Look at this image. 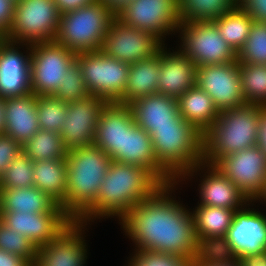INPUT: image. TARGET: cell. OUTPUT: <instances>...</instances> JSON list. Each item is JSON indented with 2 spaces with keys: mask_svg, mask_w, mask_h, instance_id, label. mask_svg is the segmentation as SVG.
Masks as SVG:
<instances>
[{
  "mask_svg": "<svg viewBox=\"0 0 266 266\" xmlns=\"http://www.w3.org/2000/svg\"><path fill=\"white\" fill-rule=\"evenodd\" d=\"M176 184L178 181L162 184L130 209L119 223L134 241L136 250L195 260L205 250L197 240L193 214L169 197Z\"/></svg>",
  "mask_w": 266,
  "mask_h": 266,
  "instance_id": "obj_1",
  "label": "cell"
},
{
  "mask_svg": "<svg viewBox=\"0 0 266 266\" xmlns=\"http://www.w3.org/2000/svg\"><path fill=\"white\" fill-rule=\"evenodd\" d=\"M162 184L145 167L112 161L96 201L76 221L87 225L91 218L104 216H117L120 221L130 209L152 195Z\"/></svg>",
  "mask_w": 266,
  "mask_h": 266,
  "instance_id": "obj_2",
  "label": "cell"
},
{
  "mask_svg": "<svg viewBox=\"0 0 266 266\" xmlns=\"http://www.w3.org/2000/svg\"><path fill=\"white\" fill-rule=\"evenodd\" d=\"M112 161L94 144L67 151V190L61 207L72 220L76 221L96 201Z\"/></svg>",
  "mask_w": 266,
  "mask_h": 266,
  "instance_id": "obj_3",
  "label": "cell"
},
{
  "mask_svg": "<svg viewBox=\"0 0 266 266\" xmlns=\"http://www.w3.org/2000/svg\"><path fill=\"white\" fill-rule=\"evenodd\" d=\"M150 136L158 166L173 181L205 168L203 133L183 117L174 127L155 128Z\"/></svg>",
  "mask_w": 266,
  "mask_h": 266,
  "instance_id": "obj_4",
  "label": "cell"
},
{
  "mask_svg": "<svg viewBox=\"0 0 266 266\" xmlns=\"http://www.w3.org/2000/svg\"><path fill=\"white\" fill-rule=\"evenodd\" d=\"M260 106L246 103L223 110L203 134V163L214 166L221 158L257 145Z\"/></svg>",
  "mask_w": 266,
  "mask_h": 266,
  "instance_id": "obj_5",
  "label": "cell"
},
{
  "mask_svg": "<svg viewBox=\"0 0 266 266\" xmlns=\"http://www.w3.org/2000/svg\"><path fill=\"white\" fill-rule=\"evenodd\" d=\"M116 16L100 1L60 15L55 42L79 53L101 50L104 37Z\"/></svg>",
  "mask_w": 266,
  "mask_h": 266,
  "instance_id": "obj_6",
  "label": "cell"
},
{
  "mask_svg": "<svg viewBox=\"0 0 266 266\" xmlns=\"http://www.w3.org/2000/svg\"><path fill=\"white\" fill-rule=\"evenodd\" d=\"M60 13L54 0H20L15 3L10 29L3 37L16 44L53 42Z\"/></svg>",
  "mask_w": 266,
  "mask_h": 266,
  "instance_id": "obj_7",
  "label": "cell"
},
{
  "mask_svg": "<svg viewBox=\"0 0 266 266\" xmlns=\"http://www.w3.org/2000/svg\"><path fill=\"white\" fill-rule=\"evenodd\" d=\"M90 95L117 102L124 94L130 64L106 56L101 50L76 53Z\"/></svg>",
  "mask_w": 266,
  "mask_h": 266,
  "instance_id": "obj_8",
  "label": "cell"
},
{
  "mask_svg": "<svg viewBox=\"0 0 266 266\" xmlns=\"http://www.w3.org/2000/svg\"><path fill=\"white\" fill-rule=\"evenodd\" d=\"M212 251L238 262L247 255L265 252L266 216L254 208L236 210L225 237Z\"/></svg>",
  "mask_w": 266,
  "mask_h": 266,
  "instance_id": "obj_9",
  "label": "cell"
},
{
  "mask_svg": "<svg viewBox=\"0 0 266 266\" xmlns=\"http://www.w3.org/2000/svg\"><path fill=\"white\" fill-rule=\"evenodd\" d=\"M178 30L183 35L180 51L197 67L237 60L236 51L221 37L213 21L180 23Z\"/></svg>",
  "mask_w": 266,
  "mask_h": 266,
  "instance_id": "obj_10",
  "label": "cell"
},
{
  "mask_svg": "<svg viewBox=\"0 0 266 266\" xmlns=\"http://www.w3.org/2000/svg\"><path fill=\"white\" fill-rule=\"evenodd\" d=\"M76 61V53L53 42L31 44L30 83L36 96L54 95L64 73Z\"/></svg>",
  "mask_w": 266,
  "mask_h": 266,
  "instance_id": "obj_11",
  "label": "cell"
},
{
  "mask_svg": "<svg viewBox=\"0 0 266 266\" xmlns=\"http://www.w3.org/2000/svg\"><path fill=\"white\" fill-rule=\"evenodd\" d=\"M163 46L153 33L132 28L115 17L104 37L101 51L106 56L132 64L153 57Z\"/></svg>",
  "mask_w": 266,
  "mask_h": 266,
  "instance_id": "obj_12",
  "label": "cell"
},
{
  "mask_svg": "<svg viewBox=\"0 0 266 266\" xmlns=\"http://www.w3.org/2000/svg\"><path fill=\"white\" fill-rule=\"evenodd\" d=\"M231 180L252 203L263 191L266 180V155L258 145L221 158L214 165Z\"/></svg>",
  "mask_w": 266,
  "mask_h": 266,
  "instance_id": "obj_13",
  "label": "cell"
},
{
  "mask_svg": "<svg viewBox=\"0 0 266 266\" xmlns=\"http://www.w3.org/2000/svg\"><path fill=\"white\" fill-rule=\"evenodd\" d=\"M116 18L132 28L153 33L164 43V35L177 31L180 25L178 0H132Z\"/></svg>",
  "mask_w": 266,
  "mask_h": 266,
  "instance_id": "obj_14",
  "label": "cell"
},
{
  "mask_svg": "<svg viewBox=\"0 0 266 266\" xmlns=\"http://www.w3.org/2000/svg\"><path fill=\"white\" fill-rule=\"evenodd\" d=\"M195 84L207 92L220 112L246 104L237 60L197 67Z\"/></svg>",
  "mask_w": 266,
  "mask_h": 266,
  "instance_id": "obj_15",
  "label": "cell"
},
{
  "mask_svg": "<svg viewBox=\"0 0 266 266\" xmlns=\"http://www.w3.org/2000/svg\"><path fill=\"white\" fill-rule=\"evenodd\" d=\"M106 103L94 95L67 103L68 113L59 132L67 150L93 145L99 115Z\"/></svg>",
  "mask_w": 266,
  "mask_h": 266,
  "instance_id": "obj_16",
  "label": "cell"
},
{
  "mask_svg": "<svg viewBox=\"0 0 266 266\" xmlns=\"http://www.w3.org/2000/svg\"><path fill=\"white\" fill-rule=\"evenodd\" d=\"M83 226L86 224L73 220L48 244L37 248L33 266H84L87 249Z\"/></svg>",
  "mask_w": 266,
  "mask_h": 266,
  "instance_id": "obj_17",
  "label": "cell"
},
{
  "mask_svg": "<svg viewBox=\"0 0 266 266\" xmlns=\"http://www.w3.org/2000/svg\"><path fill=\"white\" fill-rule=\"evenodd\" d=\"M0 221L39 248L53 240L73 220L66 213L0 212Z\"/></svg>",
  "mask_w": 266,
  "mask_h": 266,
  "instance_id": "obj_18",
  "label": "cell"
},
{
  "mask_svg": "<svg viewBox=\"0 0 266 266\" xmlns=\"http://www.w3.org/2000/svg\"><path fill=\"white\" fill-rule=\"evenodd\" d=\"M16 43L0 40V98L23 97L32 93L30 83L31 45L23 44L30 52L23 55Z\"/></svg>",
  "mask_w": 266,
  "mask_h": 266,
  "instance_id": "obj_19",
  "label": "cell"
},
{
  "mask_svg": "<svg viewBox=\"0 0 266 266\" xmlns=\"http://www.w3.org/2000/svg\"><path fill=\"white\" fill-rule=\"evenodd\" d=\"M135 124L130 106L107 102L102 108L93 144L113 159L123 151L124 133Z\"/></svg>",
  "mask_w": 266,
  "mask_h": 266,
  "instance_id": "obj_20",
  "label": "cell"
},
{
  "mask_svg": "<svg viewBox=\"0 0 266 266\" xmlns=\"http://www.w3.org/2000/svg\"><path fill=\"white\" fill-rule=\"evenodd\" d=\"M160 49L161 76L158 93L178 99L196 83L197 65L180 50L175 52Z\"/></svg>",
  "mask_w": 266,
  "mask_h": 266,
  "instance_id": "obj_21",
  "label": "cell"
},
{
  "mask_svg": "<svg viewBox=\"0 0 266 266\" xmlns=\"http://www.w3.org/2000/svg\"><path fill=\"white\" fill-rule=\"evenodd\" d=\"M136 125L151 135L155 128L174 127L182 116L177 99L163 94H151L131 103Z\"/></svg>",
  "mask_w": 266,
  "mask_h": 266,
  "instance_id": "obj_22",
  "label": "cell"
},
{
  "mask_svg": "<svg viewBox=\"0 0 266 266\" xmlns=\"http://www.w3.org/2000/svg\"><path fill=\"white\" fill-rule=\"evenodd\" d=\"M3 133L23 145L39 130L36 95L4 99Z\"/></svg>",
  "mask_w": 266,
  "mask_h": 266,
  "instance_id": "obj_23",
  "label": "cell"
},
{
  "mask_svg": "<svg viewBox=\"0 0 266 266\" xmlns=\"http://www.w3.org/2000/svg\"><path fill=\"white\" fill-rule=\"evenodd\" d=\"M112 160L122 164L145 167L163 184L173 182L157 164L151 136L136 123L125 131L123 151H120Z\"/></svg>",
  "mask_w": 266,
  "mask_h": 266,
  "instance_id": "obj_24",
  "label": "cell"
},
{
  "mask_svg": "<svg viewBox=\"0 0 266 266\" xmlns=\"http://www.w3.org/2000/svg\"><path fill=\"white\" fill-rule=\"evenodd\" d=\"M208 175L200 184L199 205L239 210L250 201L237 186L224 176L215 166L205 164ZM245 204V205H244ZM244 205V206H243ZM241 206V207H240Z\"/></svg>",
  "mask_w": 266,
  "mask_h": 266,
  "instance_id": "obj_25",
  "label": "cell"
},
{
  "mask_svg": "<svg viewBox=\"0 0 266 266\" xmlns=\"http://www.w3.org/2000/svg\"><path fill=\"white\" fill-rule=\"evenodd\" d=\"M234 209L198 205L193 214L195 233L205 251H212L231 226Z\"/></svg>",
  "mask_w": 266,
  "mask_h": 266,
  "instance_id": "obj_26",
  "label": "cell"
},
{
  "mask_svg": "<svg viewBox=\"0 0 266 266\" xmlns=\"http://www.w3.org/2000/svg\"><path fill=\"white\" fill-rule=\"evenodd\" d=\"M161 76L160 50L153 57L130 64L127 84L118 103L130 105L139 98L158 93Z\"/></svg>",
  "mask_w": 266,
  "mask_h": 266,
  "instance_id": "obj_27",
  "label": "cell"
},
{
  "mask_svg": "<svg viewBox=\"0 0 266 266\" xmlns=\"http://www.w3.org/2000/svg\"><path fill=\"white\" fill-rule=\"evenodd\" d=\"M0 212L65 213L61 205L36 187L0 189Z\"/></svg>",
  "mask_w": 266,
  "mask_h": 266,
  "instance_id": "obj_28",
  "label": "cell"
},
{
  "mask_svg": "<svg viewBox=\"0 0 266 266\" xmlns=\"http://www.w3.org/2000/svg\"><path fill=\"white\" fill-rule=\"evenodd\" d=\"M177 105L180 115L203 134L220 114L213 99L196 84L177 99Z\"/></svg>",
  "mask_w": 266,
  "mask_h": 266,
  "instance_id": "obj_29",
  "label": "cell"
},
{
  "mask_svg": "<svg viewBox=\"0 0 266 266\" xmlns=\"http://www.w3.org/2000/svg\"><path fill=\"white\" fill-rule=\"evenodd\" d=\"M33 172L35 187L61 205L65 201L67 190L66 158L35 161Z\"/></svg>",
  "mask_w": 266,
  "mask_h": 266,
  "instance_id": "obj_30",
  "label": "cell"
},
{
  "mask_svg": "<svg viewBox=\"0 0 266 266\" xmlns=\"http://www.w3.org/2000/svg\"><path fill=\"white\" fill-rule=\"evenodd\" d=\"M238 0H178L180 23L213 21L233 11Z\"/></svg>",
  "mask_w": 266,
  "mask_h": 266,
  "instance_id": "obj_31",
  "label": "cell"
},
{
  "mask_svg": "<svg viewBox=\"0 0 266 266\" xmlns=\"http://www.w3.org/2000/svg\"><path fill=\"white\" fill-rule=\"evenodd\" d=\"M213 22L221 37L238 53L249 36L254 20L238 5Z\"/></svg>",
  "mask_w": 266,
  "mask_h": 266,
  "instance_id": "obj_32",
  "label": "cell"
},
{
  "mask_svg": "<svg viewBox=\"0 0 266 266\" xmlns=\"http://www.w3.org/2000/svg\"><path fill=\"white\" fill-rule=\"evenodd\" d=\"M67 151L59 133L43 129H39L31 139L22 145V152L33 162L64 159Z\"/></svg>",
  "mask_w": 266,
  "mask_h": 266,
  "instance_id": "obj_33",
  "label": "cell"
},
{
  "mask_svg": "<svg viewBox=\"0 0 266 266\" xmlns=\"http://www.w3.org/2000/svg\"><path fill=\"white\" fill-rule=\"evenodd\" d=\"M238 66L246 103L266 106V65L238 63Z\"/></svg>",
  "mask_w": 266,
  "mask_h": 266,
  "instance_id": "obj_34",
  "label": "cell"
},
{
  "mask_svg": "<svg viewBox=\"0 0 266 266\" xmlns=\"http://www.w3.org/2000/svg\"><path fill=\"white\" fill-rule=\"evenodd\" d=\"M39 129L59 133L68 113V104L52 95L36 96Z\"/></svg>",
  "mask_w": 266,
  "mask_h": 266,
  "instance_id": "obj_35",
  "label": "cell"
},
{
  "mask_svg": "<svg viewBox=\"0 0 266 266\" xmlns=\"http://www.w3.org/2000/svg\"><path fill=\"white\" fill-rule=\"evenodd\" d=\"M237 61L266 65V23L253 22L244 46L237 53Z\"/></svg>",
  "mask_w": 266,
  "mask_h": 266,
  "instance_id": "obj_36",
  "label": "cell"
},
{
  "mask_svg": "<svg viewBox=\"0 0 266 266\" xmlns=\"http://www.w3.org/2000/svg\"><path fill=\"white\" fill-rule=\"evenodd\" d=\"M33 161L20 153L0 177V189L35 187Z\"/></svg>",
  "mask_w": 266,
  "mask_h": 266,
  "instance_id": "obj_37",
  "label": "cell"
},
{
  "mask_svg": "<svg viewBox=\"0 0 266 266\" xmlns=\"http://www.w3.org/2000/svg\"><path fill=\"white\" fill-rule=\"evenodd\" d=\"M0 249L26 259L32 266L37 248L23 234L17 233L0 221Z\"/></svg>",
  "mask_w": 266,
  "mask_h": 266,
  "instance_id": "obj_38",
  "label": "cell"
},
{
  "mask_svg": "<svg viewBox=\"0 0 266 266\" xmlns=\"http://www.w3.org/2000/svg\"><path fill=\"white\" fill-rule=\"evenodd\" d=\"M64 76L59 88L53 95L54 97L69 103L90 95L82 76L81 67L76 61L65 71Z\"/></svg>",
  "mask_w": 266,
  "mask_h": 266,
  "instance_id": "obj_39",
  "label": "cell"
},
{
  "mask_svg": "<svg viewBox=\"0 0 266 266\" xmlns=\"http://www.w3.org/2000/svg\"><path fill=\"white\" fill-rule=\"evenodd\" d=\"M129 262L128 266H193L195 260L149 250H135Z\"/></svg>",
  "mask_w": 266,
  "mask_h": 266,
  "instance_id": "obj_40",
  "label": "cell"
},
{
  "mask_svg": "<svg viewBox=\"0 0 266 266\" xmlns=\"http://www.w3.org/2000/svg\"><path fill=\"white\" fill-rule=\"evenodd\" d=\"M22 153V145L7 134H0V177L12 163V161Z\"/></svg>",
  "mask_w": 266,
  "mask_h": 266,
  "instance_id": "obj_41",
  "label": "cell"
},
{
  "mask_svg": "<svg viewBox=\"0 0 266 266\" xmlns=\"http://www.w3.org/2000/svg\"><path fill=\"white\" fill-rule=\"evenodd\" d=\"M238 5L255 22L266 23V0H238Z\"/></svg>",
  "mask_w": 266,
  "mask_h": 266,
  "instance_id": "obj_42",
  "label": "cell"
},
{
  "mask_svg": "<svg viewBox=\"0 0 266 266\" xmlns=\"http://www.w3.org/2000/svg\"><path fill=\"white\" fill-rule=\"evenodd\" d=\"M193 266H241L236 260L225 258L213 251H204L195 259Z\"/></svg>",
  "mask_w": 266,
  "mask_h": 266,
  "instance_id": "obj_43",
  "label": "cell"
},
{
  "mask_svg": "<svg viewBox=\"0 0 266 266\" xmlns=\"http://www.w3.org/2000/svg\"><path fill=\"white\" fill-rule=\"evenodd\" d=\"M15 2L0 0V36L3 38L11 27Z\"/></svg>",
  "mask_w": 266,
  "mask_h": 266,
  "instance_id": "obj_44",
  "label": "cell"
},
{
  "mask_svg": "<svg viewBox=\"0 0 266 266\" xmlns=\"http://www.w3.org/2000/svg\"><path fill=\"white\" fill-rule=\"evenodd\" d=\"M96 0H54L60 15L74 11L80 7L89 5Z\"/></svg>",
  "mask_w": 266,
  "mask_h": 266,
  "instance_id": "obj_45",
  "label": "cell"
},
{
  "mask_svg": "<svg viewBox=\"0 0 266 266\" xmlns=\"http://www.w3.org/2000/svg\"><path fill=\"white\" fill-rule=\"evenodd\" d=\"M0 266H32L26 259L0 249Z\"/></svg>",
  "mask_w": 266,
  "mask_h": 266,
  "instance_id": "obj_46",
  "label": "cell"
},
{
  "mask_svg": "<svg viewBox=\"0 0 266 266\" xmlns=\"http://www.w3.org/2000/svg\"><path fill=\"white\" fill-rule=\"evenodd\" d=\"M260 127H259V138L257 145L266 155V106H260Z\"/></svg>",
  "mask_w": 266,
  "mask_h": 266,
  "instance_id": "obj_47",
  "label": "cell"
},
{
  "mask_svg": "<svg viewBox=\"0 0 266 266\" xmlns=\"http://www.w3.org/2000/svg\"><path fill=\"white\" fill-rule=\"evenodd\" d=\"M239 263L241 266H266V251L255 255H247Z\"/></svg>",
  "mask_w": 266,
  "mask_h": 266,
  "instance_id": "obj_48",
  "label": "cell"
},
{
  "mask_svg": "<svg viewBox=\"0 0 266 266\" xmlns=\"http://www.w3.org/2000/svg\"><path fill=\"white\" fill-rule=\"evenodd\" d=\"M115 16L122 11L132 0H100Z\"/></svg>",
  "mask_w": 266,
  "mask_h": 266,
  "instance_id": "obj_49",
  "label": "cell"
},
{
  "mask_svg": "<svg viewBox=\"0 0 266 266\" xmlns=\"http://www.w3.org/2000/svg\"><path fill=\"white\" fill-rule=\"evenodd\" d=\"M4 99L0 98V134L3 133L4 129Z\"/></svg>",
  "mask_w": 266,
  "mask_h": 266,
  "instance_id": "obj_50",
  "label": "cell"
},
{
  "mask_svg": "<svg viewBox=\"0 0 266 266\" xmlns=\"http://www.w3.org/2000/svg\"><path fill=\"white\" fill-rule=\"evenodd\" d=\"M262 200L264 199V201L266 202V180H265V185L263 188V191L260 193L259 197L256 200Z\"/></svg>",
  "mask_w": 266,
  "mask_h": 266,
  "instance_id": "obj_51",
  "label": "cell"
}]
</instances>
